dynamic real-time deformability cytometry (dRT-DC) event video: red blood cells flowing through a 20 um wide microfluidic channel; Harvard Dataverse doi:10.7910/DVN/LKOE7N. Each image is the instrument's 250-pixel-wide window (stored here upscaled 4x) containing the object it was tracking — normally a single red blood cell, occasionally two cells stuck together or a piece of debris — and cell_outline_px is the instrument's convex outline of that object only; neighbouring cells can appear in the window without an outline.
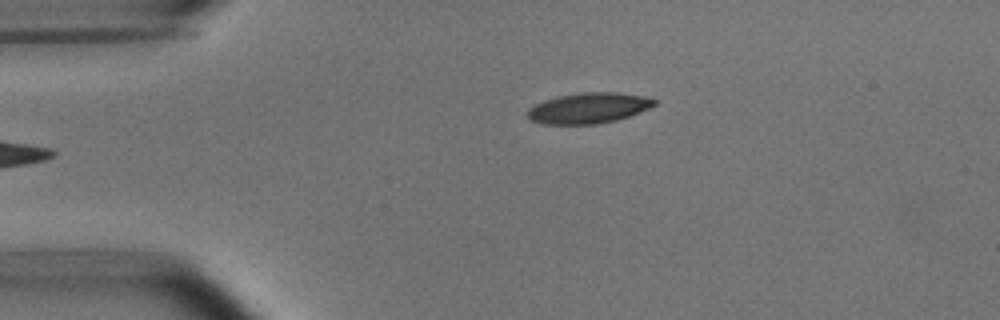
{"species": "common noctule bat (a hibernating species)", "species_latin": "Nyctalus noctula", "temperature_condition": "room temperature", "stored_images_in_passage": 4, "camera_frame_rate_fps": 3000, "um_per_image_px": 0.085, "animal": {"sex": "male", "body_mass_g": 15.6}, "frame": {"image": 1, "passage_image": 4, "time_ms": 4.333, "image_size_px": [1000, 320], "cell_outline_px": [[656, 104], [640, 112], [616, 120], [600, 124], [544, 124], [532, 120], [528, 116], [528, 108], [544, 100], [556, 96], [584, 92], [616, 92], [644, 96], [656, 100]], "centroid_in_image_um": [50.03, 9.18], "position_along_channel_um": 35.0, "area_um2": 22.54}}